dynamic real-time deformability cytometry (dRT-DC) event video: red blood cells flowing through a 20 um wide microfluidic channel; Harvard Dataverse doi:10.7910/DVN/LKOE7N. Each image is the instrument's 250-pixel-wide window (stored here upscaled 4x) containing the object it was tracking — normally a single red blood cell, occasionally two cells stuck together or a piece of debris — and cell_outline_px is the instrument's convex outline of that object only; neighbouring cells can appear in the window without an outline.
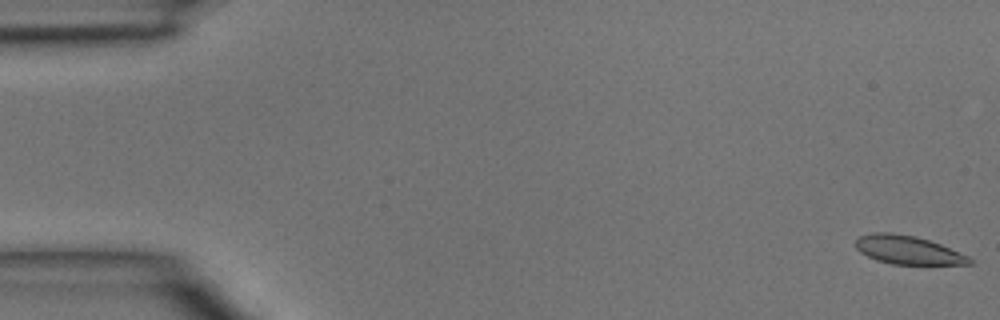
{"species": "common noctule bat (a hibernating species)", "species_latin": "Nyctalus noctula", "temperature_condition": "room temperature", "stored_images_in_passage": 8, "camera_frame_rate_fps": 3000, "um_per_image_px": 0.085, "animal": {"sex": "male", "body_mass_g": 15.6}, "frame": {"image": 1, "passage_image": 1, "time_ms": 0.0, "image_size_px": [1000, 320], "cell_outline_px": [[972, 264], [892, 264], [876, 260], [860, 252], [856, 248], [856, 240], [860, 236], [876, 232], [888, 232], [916, 236], [940, 244], [968, 256], [972, 260]], "centroid_in_image_um": [77.15, 21.25], "position_along_channel_um": 7.8, "area_um2": 18.67}}